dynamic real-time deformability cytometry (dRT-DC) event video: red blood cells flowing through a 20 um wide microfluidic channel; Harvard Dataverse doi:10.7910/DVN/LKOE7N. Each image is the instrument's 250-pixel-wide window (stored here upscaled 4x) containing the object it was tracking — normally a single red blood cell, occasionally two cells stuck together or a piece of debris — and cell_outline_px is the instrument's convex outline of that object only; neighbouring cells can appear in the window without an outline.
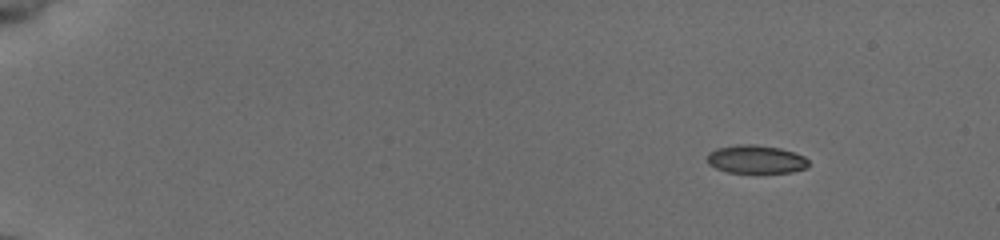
{"species": "common noctule bat (a hibernating species)", "species_latin": "Nyctalus noctula", "temperature_condition": "cold", "stored_images_in_passage": 49, "camera_frame_rate_fps": 3000, "um_per_image_px": 0.085, "animal": {"sex": "female", "body_mass_g": 19.5, "forearm_length_mm": 54.1}, "frame": {"image": 1, "passage_image": 1, "time_ms": 0.0, "image_size_px": [1000, 240], "cell_outline_px": [[808, 168], [792, 172], [756, 176], [728, 172], [716, 168], [708, 164], [708, 152], [716, 148], [736, 144], [756, 144], [780, 148], [804, 156], [808, 160]], "centroid_in_image_um": [64.26, 13.59], "position_along_channel_um": 20.7, "area_um2": 17.63}}
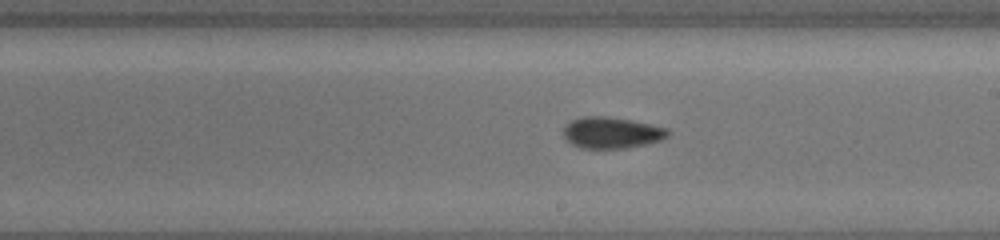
{"frame": {"image": 2, "passage_image": 28, "time_ms": 9.0, "image_size_px": [1000, 240], "cell_outline_px": [[668, 136], [660, 140], [644, 144], [624, 148], [580, 148], [572, 144], [564, 136], [564, 124], [572, 120], [584, 116], [608, 116], [668, 128]], "centroid_in_image_um": [51.94, 11.27], "position_along_channel_um": 237.1, "area_um2": 18.79}}
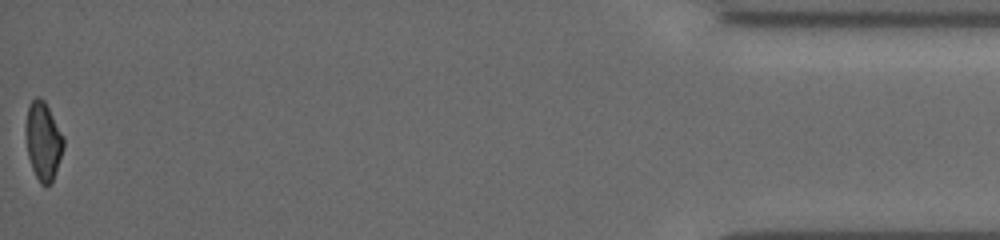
{"frame": {"image": 3, "passage_image": 49, "time_ms": 16.0, "image_size_px": [1000, 240], "cell_outline_px": [[64, 148], [52, 180], [44, 188], [40, 184], [32, 168], [28, 156], [24, 132], [24, 128], [28, 104], [36, 96], [40, 96], [44, 100], [64, 136]], "centroid_in_image_um": [3.64, 11.95], "position_along_channel_um": 431.6, "area_um2": 17.46}, "authors_computed_cell_mechanics": {"area_um2": 17.918, "velocity_mm_per_s": 3.892, "shape_relaxation_time_tau1_ms": 11.0878, "shape_relaxation_time_tau2_ms": 7.2369, "deformation_change_tau1": 0.1742, "deformation_change_tau2": 0.1062}}